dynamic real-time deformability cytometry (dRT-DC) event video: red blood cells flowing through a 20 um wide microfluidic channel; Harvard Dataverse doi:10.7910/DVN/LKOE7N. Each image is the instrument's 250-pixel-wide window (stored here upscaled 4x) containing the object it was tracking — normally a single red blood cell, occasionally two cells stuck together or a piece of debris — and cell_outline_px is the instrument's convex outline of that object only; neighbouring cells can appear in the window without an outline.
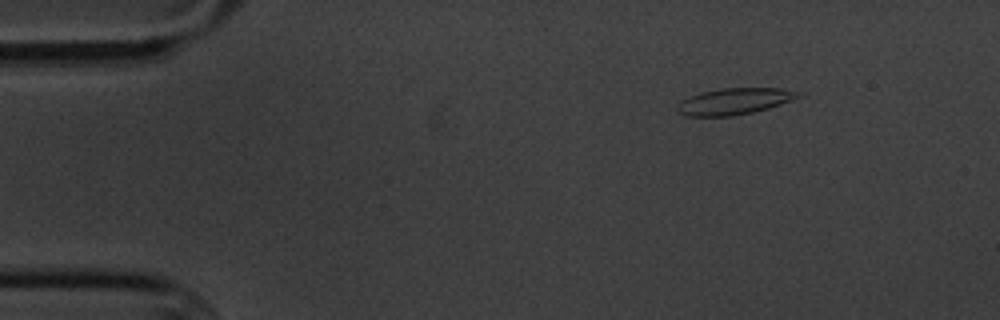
{"species": "common noctule bat (a hibernating species)", "species_latin": "Nyctalus noctula", "temperature_condition": "cold", "stored_images_in_passage": 4, "camera_frame_rate_fps": 3000, "um_per_image_px": 0.085, "animal": {"sex": "male", "body_mass_g": 20.1, "forearm_length_mm": 53.5}, "frame": {"image": 1, "passage_image": 4, "time_ms": 3.667, "image_size_px": [1000, 320], "cell_outline_px": [[804, 96], [768, 108], [752, 112], [732, 116], [684, 116], [676, 112], [676, 104], [680, 100], [688, 96], [700, 92], [720, 88], [780, 88], [804, 92]], "centroid_in_image_um": [62.39, 8.6], "position_along_channel_um": 22.6, "area_um2": 19.02}}